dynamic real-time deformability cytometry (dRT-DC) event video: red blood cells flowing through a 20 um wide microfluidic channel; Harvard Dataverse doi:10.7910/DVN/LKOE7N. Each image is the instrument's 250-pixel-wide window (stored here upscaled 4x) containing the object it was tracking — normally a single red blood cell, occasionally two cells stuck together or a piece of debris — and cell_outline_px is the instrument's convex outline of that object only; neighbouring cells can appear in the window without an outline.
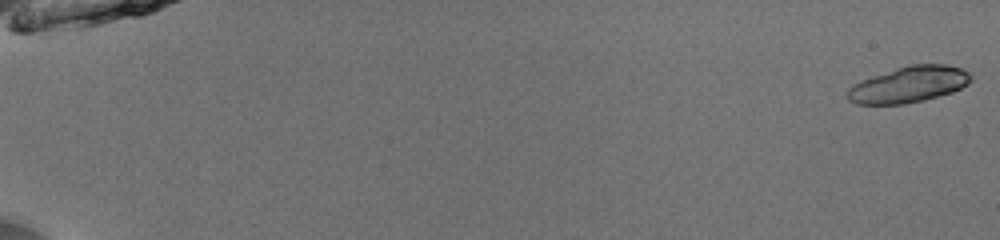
{"species": "common noctule bat (a hibernating species)", "species_latin": "Nyctalus noctula", "temperature_condition": "room temperature", "stored_images_in_passage": 40, "segment_of_instrument_passage": [1, 2], "camera_frame_rate_fps": 3000, "um_per_image_px": 0.085, "animal": {"sex": "male", "body_mass_g": 13.0, "forearm_length_mm": 53.1}, "frame": {"image": 1, "passage_image": 1, "time_ms": 0.0, "image_size_px": [1000, 240], "cell_outline_px": [[972, 80], [968, 84], [952, 92], [924, 100], [904, 104], [856, 104], [848, 100], [848, 88], [852, 84], [860, 80], [896, 68], [912, 64], [948, 64], [960, 68], [968, 72], [972, 76]], "centroid_in_image_um": [77.25, 7.18], "position_along_channel_um": 7.8, "area_um2": 26.01}}
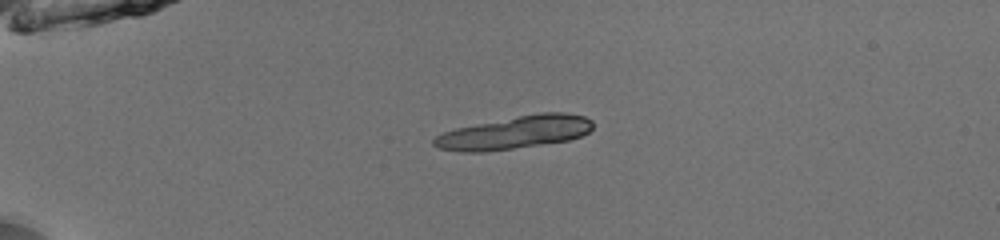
{"frame": {"image": 2, "passage_image": 15, "time_ms": 4.667, "image_size_px": [1000, 240], "cell_outline_px": [[592, 128], [588, 132], [580, 136], [568, 140], [484, 152], [460, 152], [440, 148], [432, 144], [432, 140], [436, 136], [444, 132], [456, 128], [540, 112], [564, 112], [584, 116], [592, 120]], "centroid_in_image_um": [43.75, 11.26], "position_along_channel_um": 41.3, "area_um2": 30.0}}